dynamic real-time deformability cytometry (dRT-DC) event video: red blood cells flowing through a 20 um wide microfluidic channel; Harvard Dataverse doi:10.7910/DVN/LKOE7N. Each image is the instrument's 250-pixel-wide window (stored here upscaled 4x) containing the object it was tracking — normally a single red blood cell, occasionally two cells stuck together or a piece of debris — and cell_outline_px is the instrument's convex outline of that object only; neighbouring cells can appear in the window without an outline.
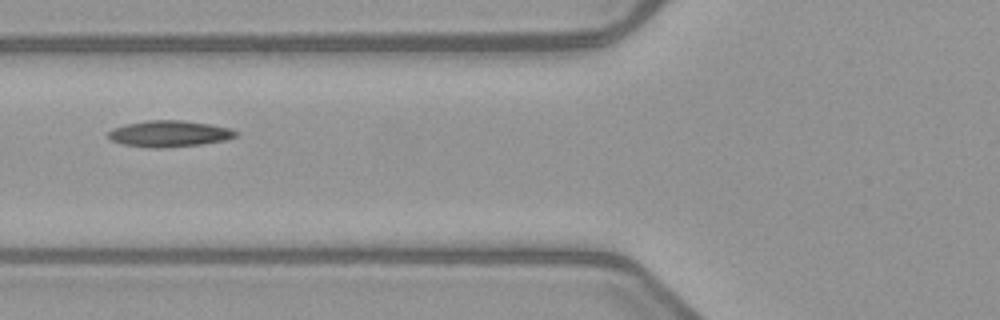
{"species": "common noctule bat (a hibernating species)", "species_latin": "Nyctalus noctula", "temperature_condition": "warm", "stored_images_in_passage": 6, "camera_frame_rate_fps": 3000, "um_per_image_px": 0.085, "animal": {"sex": "female", "body_mass_g": 21.9}, "frame": {"image": 1, "passage_image": 6, "time_ms": 6.333, "image_size_px": [1000, 320], "cell_outline_px": [[240, 132], [236, 136], [224, 140], [204, 144], [164, 148], [148, 148], [124, 144], [112, 140], [108, 136], [108, 132], [112, 128], [124, 124], [148, 120], [184, 120], [208, 124], [228, 128]], "centroid_in_image_um": [14.38, 11.37], "position_along_channel_um": 111.4, "area_um2": 19.59}}